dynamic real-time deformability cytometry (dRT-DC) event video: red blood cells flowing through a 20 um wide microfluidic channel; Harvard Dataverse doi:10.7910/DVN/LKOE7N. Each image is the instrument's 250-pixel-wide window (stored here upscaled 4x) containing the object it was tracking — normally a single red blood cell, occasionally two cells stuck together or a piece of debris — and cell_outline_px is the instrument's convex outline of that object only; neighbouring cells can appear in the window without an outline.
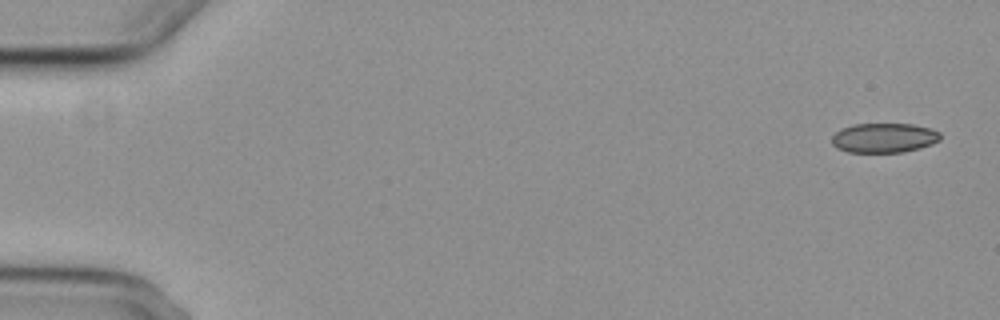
{"species": "common noctule bat (a hibernating species)", "species_latin": "Nyctalus noctula", "temperature_condition": "cold", "stored_images_in_passage": 6, "camera_frame_rate_fps": 3000, "um_per_image_px": 0.085, "animal": {"sex": "female", "body_mass_g": 29.2, "forearm_length_mm": 56.3}, "frame": {"image": 1, "passage_image": 1, "time_ms": 0.0, "image_size_px": [1000, 320], "cell_outline_px": [[940, 140], [932, 144], [920, 148], [904, 152], [848, 152], [836, 148], [832, 144], [832, 136], [840, 128], [852, 124], [912, 124], [928, 128], [940, 132]], "centroid_in_image_um": [75.12, 11.72], "position_along_channel_um": 9.9, "area_um2": 18.79}}
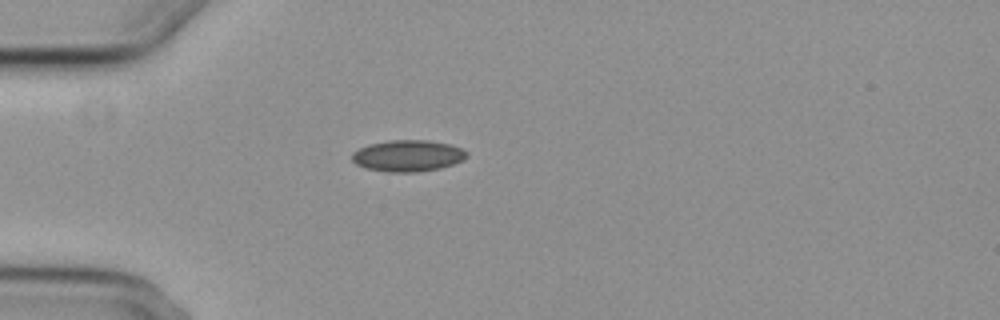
{"frame": {"image": 2, "passage_image": 5, "time_ms": 4.667, "image_size_px": [1000, 320], "cell_outline_px": [[468, 156], [464, 160], [440, 168], [416, 172], [384, 172], [364, 168], [356, 164], [352, 160], [352, 152], [368, 144], [388, 140], [428, 140], [452, 144], [468, 152]], "centroid_in_image_um": [34.66, 13.24], "position_along_channel_um": 50.3, "area_um2": 21.27}}